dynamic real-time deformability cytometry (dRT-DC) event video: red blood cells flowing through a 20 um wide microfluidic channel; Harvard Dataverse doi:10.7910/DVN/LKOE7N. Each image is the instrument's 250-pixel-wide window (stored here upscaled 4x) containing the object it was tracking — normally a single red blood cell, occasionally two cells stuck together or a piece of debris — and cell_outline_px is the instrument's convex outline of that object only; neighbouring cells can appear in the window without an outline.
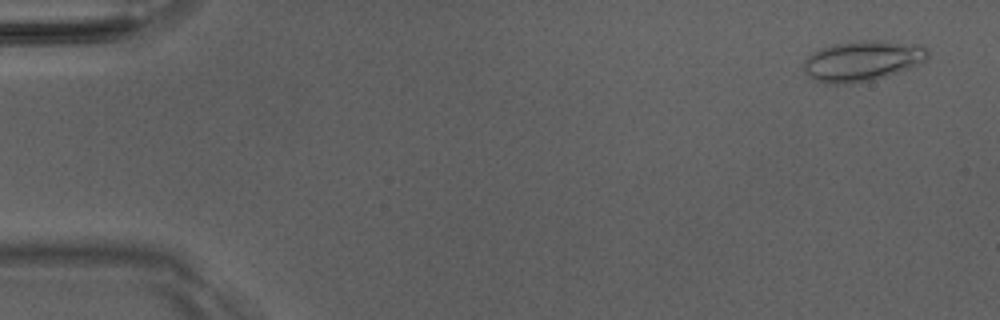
{"species": "Egyptian fruit bat (a non-hibernating species)", "species_latin": "Rousettus aegyptiacus", "temperature_condition": "room temperature", "stored_images_in_passage": 51, "camera_frame_rate_fps": 3000, "um_per_image_px": 0.085, "animal": {"sex": "male"}, "frame": {"image": 1, "passage_image": 3, "time_ms": 0.667, "image_size_px": [1000, 320], "cell_outline_px": [[928, 56], [924, 60], [908, 68], [872, 80], [852, 84], [824, 84], [812, 80], [804, 72], [804, 60], [812, 52], [820, 48], [832, 44], [856, 40], [884, 40], [924, 44], [928, 48]], "centroid_in_image_um": [73.26, 5.16], "position_along_channel_um": 11.7, "area_um2": 29.71}}
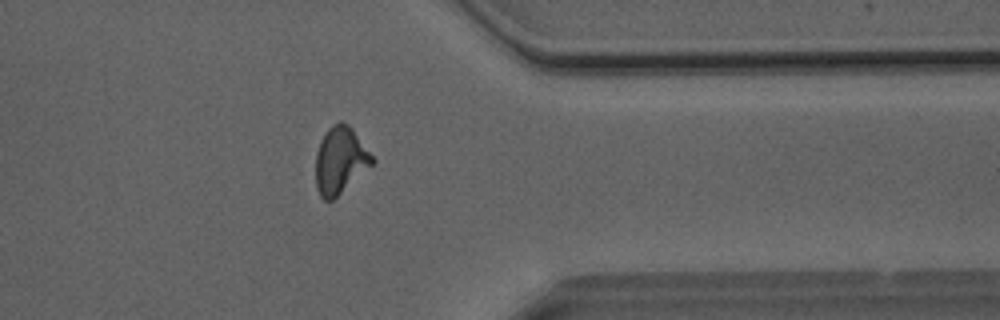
{"frame": {"image": 2, "passage_image": 41, "time_ms": 13.333, "image_size_px": [1000, 320], "cell_outline_px": [[376, 160], [372, 164], [332, 200], [324, 200], [320, 196], [316, 188], [316, 152], [320, 140], [328, 128], [332, 124], [340, 120], [348, 124], [352, 128]], "centroid_in_image_um": [28.9, 13.59], "position_along_channel_um": 382.5, "area_um2": 21.79}}
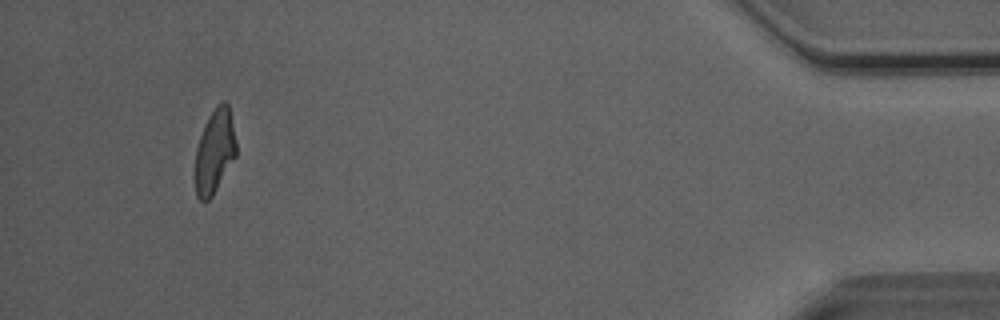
{"frame": {"image": 3, "passage_image": 48, "time_ms": 15.667, "image_size_px": [1000, 320], "cell_outline_px": [[236, 156], [212, 196], [208, 200], [200, 200], [196, 196], [196, 148], [204, 124], [208, 116], [216, 104], [224, 100], [228, 104], [236, 140]], "centroid_in_image_um": [18.25, 12.82], "position_along_channel_um": 416.9, "area_um2": 19.94}, "authors_computed_cell_mechanics": {"area_um2": 21.5594, "velocity_mm_per_s": 4.0739, "shape_relaxation_time_tau1_ms": 3.8325, "shape_relaxation_time_tau2_ms": 1.7516, "deformation_change_tau1": 0.1809, "deformation_change_tau2": 0.1063}}